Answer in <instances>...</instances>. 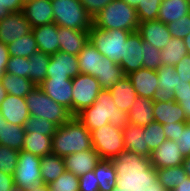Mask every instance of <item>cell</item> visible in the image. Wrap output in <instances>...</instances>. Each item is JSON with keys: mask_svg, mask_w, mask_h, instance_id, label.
<instances>
[{"mask_svg": "<svg viewBox=\"0 0 190 191\" xmlns=\"http://www.w3.org/2000/svg\"><path fill=\"white\" fill-rule=\"evenodd\" d=\"M158 89L156 90L154 102H171L174 100V88H177L180 77L176 74L174 66L162 65L157 70Z\"/></svg>", "mask_w": 190, "mask_h": 191, "instance_id": "cell-18", "label": "cell"}, {"mask_svg": "<svg viewBox=\"0 0 190 191\" xmlns=\"http://www.w3.org/2000/svg\"><path fill=\"white\" fill-rule=\"evenodd\" d=\"M182 166L187 176L190 177V156L184 158V161L182 162Z\"/></svg>", "mask_w": 190, "mask_h": 191, "instance_id": "cell-59", "label": "cell"}, {"mask_svg": "<svg viewBox=\"0 0 190 191\" xmlns=\"http://www.w3.org/2000/svg\"><path fill=\"white\" fill-rule=\"evenodd\" d=\"M32 26L23 11L13 12L0 21V42L9 45L32 32Z\"/></svg>", "mask_w": 190, "mask_h": 191, "instance_id": "cell-12", "label": "cell"}, {"mask_svg": "<svg viewBox=\"0 0 190 191\" xmlns=\"http://www.w3.org/2000/svg\"><path fill=\"white\" fill-rule=\"evenodd\" d=\"M109 91L112 94L116 107L126 113L129 112L131 104L138 98L137 92L127 75L116 85H113Z\"/></svg>", "mask_w": 190, "mask_h": 191, "instance_id": "cell-28", "label": "cell"}, {"mask_svg": "<svg viewBox=\"0 0 190 191\" xmlns=\"http://www.w3.org/2000/svg\"><path fill=\"white\" fill-rule=\"evenodd\" d=\"M113 0H80L88 14L92 17L96 15Z\"/></svg>", "mask_w": 190, "mask_h": 191, "instance_id": "cell-52", "label": "cell"}, {"mask_svg": "<svg viewBox=\"0 0 190 191\" xmlns=\"http://www.w3.org/2000/svg\"><path fill=\"white\" fill-rule=\"evenodd\" d=\"M190 13L189 0H162L157 19L168 24Z\"/></svg>", "mask_w": 190, "mask_h": 191, "instance_id": "cell-29", "label": "cell"}, {"mask_svg": "<svg viewBox=\"0 0 190 191\" xmlns=\"http://www.w3.org/2000/svg\"><path fill=\"white\" fill-rule=\"evenodd\" d=\"M57 125L46 118L30 116L25 125L26 132H38L43 135L53 136L57 130Z\"/></svg>", "mask_w": 190, "mask_h": 191, "instance_id": "cell-44", "label": "cell"}, {"mask_svg": "<svg viewBox=\"0 0 190 191\" xmlns=\"http://www.w3.org/2000/svg\"><path fill=\"white\" fill-rule=\"evenodd\" d=\"M22 11L33 28L53 23V8L49 0H28Z\"/></svg>", "mask_w": 190, "mask_h": 191, "instance_id": "cell-21", "label": "cell"}, {"mask_svg": "<svg viewBox=\"0 0 190 191\" xmlns=\"http://www.w3.org/2000/svg\"><path fill=\"white\" fill-rule=\"evenodd\" d=\"M100 191H111L116 187L117 174L110 160L101 159L93 169Z\"/></svg>", "mask_w": 190, "mask_h": 191, "instance_id": "cell-34", "label": "cell"}, {"mask_svg": "<svg viewBox=\"0 0 190 191\" xmlns=\"http://www.w3.org/2000/svg\"><path fill=\"white\" fill-rule=\"evenodd\" d=\"M3 121H5V119L1 116V112H0V127L2 126Z\"/></svg>", "mask_w": 190, "mask_h": 191, "instance_id": "cell-65", "label": "cell"}, {"mask_svg": "<svg viewBox=\"0 0 190 191\" xmlns=\"http://www.w3.org/2000/svg\"><path fill=\"white\" fill-rule=\"evenodd\" d=\"M184 158L177 142L166 139L157 149L152 151L150 161L155 169H163L182 165Z\"/></svg>", "mask_w": 190, "mask_h": 191, "instance_id": "cell-14", "label": "cell"}, {"mask_svg": "<svg viewBox=\"0 0 190 191\" xmlns=\"http://www.w3.org/2000/svg\"><path fill=\"white\" fill-rule=\"evenodd\" d=\"M121 66L108 58L103 59L102 80H97L102 89L109 90L124 78Z\"/></svg>", "mask_w": 190, "mask_h": 191, "instance_id": "cell-37", "label": "cell"}, {"mask_svg": "<svg viewBox=\"0 0 190 191\" xmlns=\"http://www.w3.org/2000/svg\"><path fill=\"white\" fill-rule=\"evenodd\" d=\"M176 74L181 77H190V55H185L175 66Z\"/></svg>", "mask_w": 190, "mask_h": 191, "instance_id": "cell-54", "label": "cell"}, {"mask_svg": "<svg viewBox=\"0 0 190 191\" xmlns=\"http://www.w3.org/2000/svg\"><path fill=\"white\" fill-rule=\"evenodd\" d=\"M122 132L125 150L135 152L146 158L151 157L152 152L149 150L145 139V127L128 123Z\"/></svg>", "mask_w": 190, "mask_h": 191, "instance_id": "cell-24", "label": "cell"}, {"mask_svg": "<svg viewBox=\"0 0 190 191\" xmlns=\"http://www.w3.org/2000/svg\"><path fill=\"white\" fill-rule=\"evenodd\" d=\"M40 161L41 157L33 155L31 152L19 151L18 162L13 176L17 188L26 191L42 182Z\"/></svg>", "mask_w": 190, "mask_h": 191, "instance_id": "cell-10", "label": "cell"}, {"mask_svg": "<svg viewBox=\"0 0 190 191\" xmlns=\"http://www.w3.org/2000/svg\"><path fill=\"white\" fill-rule=\"evenodd\" d=\"M39 87L52 100L67 108L72 115V79H45Z\"/></svg>", "mask_w": 190, "mask_h": 191, "instance_id": "cell-15", "label": "cell"}, {"mask_svg": "<svg viewBox=\"0 0 190 191\" xmlns=\"http://www.w3.org/2000/svg\"><path fill=\"white\" fill-rule=\"evenodd\" d=\"M7 92L6 90L3 88L2 83L0 81V104L4 101V99L7 97Z\"/></svg>", "mask_w": 190, "mask_h": 191, "instance_id": "cell-60", "label": "cell"}, {"mask_svg": "<svg viewBox=\"0 0 190 191\" xmlns=\"http://www.w3.org/2000/svg\"><path fill=\"white\" fill-rule=\"evenodd\" d=\"M57 37H60V52L77 56L89 41V30H76L58 26Z\"/></svg>", "mask_w": 190, "mask_h": 191, "instance_id": "cell-19", "label": "cell"}, {"mask_svg": "<svg viewBox=\"0 0 190 191\" xmlns=\"http://www.w3.org/2000/svg\"><path fill=\"white\" fill-rule=\"evenodd\" d=\"M143 68L157 71L162 66L161 51L152 46L150 43L144 42Z\"/></svg>", "mask_w": 190, "mask_h": 191, "instance_id": "cell-46", "label": "cell"}, {"mask_svg": "<svg viewBox=\"0 0 190 191\" xmlns=\"http://www.w3.org/2000/svg\"><path fill=\"white\" fill-rule=\"evenodd\" d=\"M77 56L80 73L89 74L97 80H102L103 59L105 56L100 54L92 43L88 41Z\"/></svg>", "mask_w": 190, "mask_h": 191, "instance_id": "cell-23", "label": "cell"}, {"mask_svg": "<svg viewBox=\"0 0 190 191\" xmlns=\"http://www.w3.org/2000/svg\"><path fill=\"white\" fill-rule=\"evenodd\" d=\"M25 100L30 116L44 117L58 127L72 117L67 108L52 100L39 86H35Z\"/></svg>", "mask_w": 190, "mask_h": 191, "instance_id": "cell-6", "label": "cell"}, {"mask_svg": "<svg viewBox=\"0 0 190 191\" xmlns=\"http://www.w3.org/2000/svg\"><path fill=\"white\" fill-rule=\"evenodd\" d=\"M23 151L43 157L52 153V136L38 132H26L24 137Z\"/></svg>", "mask_w": 190, "mask_h": 191, "instance_id": "cell-30", "label": "cell"}, {"mask_svg": "<svg viewBox=\"0 0 190 191\" xmlns=\"http://www.w3.org/2000/svg\"><path fill=\"white\" fill-rule=\"evenodd\" d=\"M28 0H0V21L13 12L23 10V4Z\"/></svg>", "mask_w": 190, "mask_h": 191, "instance_id": "cell-49", "label": "cell"}, {"mask_svg": "<svg viewBox=\"0 0 190 191\" xmlns=\"http://www.w3.org/2000/svg\"><path fill=\"white\" fill-rule=\"evenodd\" d=\"M154 101L145 97H138L131 104L128 114V123L141 127L147 126L155 121L154 119Z\"/></svg>", "mask_w": 190, "mask_h": 191, "instance_id": "cell-26", "label": "cell"}, {"mask_svg": "<svg viewBox=\"0 0 190 191\" xmlns=\"http://www.w3.org/2000/svg\"><path fill=\"white\" fill-rule=\"evenodd\" d=\"M127 116L126 112L116 107L111 92L106 89L100 91L90 107L76 115L90 132L108 123L123 129L128 124Z\"/></svg>", "mask_w": 190, "mask_h": 191, "instance_id": "cell-2", "label": "cell"}, {"mask_svg": "<svg viewBox=\"0 0 190 191\" xmlns=\"http://www.w3.org/2000/svg\"><path fill=\"white\" fill-rule=\"evenodd\" d=\"M91 140L101 159L111 160L125 150L122 128L110 123L93 130Z\"/></svg>", "mask_w": 190, "mask_h": 191, "instance_id": "cell-8", "label": "cell"}, {"mask_svg": "<svg viewBox=\"0 0 190 191\" xmlns=\"http://www.w3.org/2000/svg\"><path fill=\"white\" fill-rule=\"evenodd\" d=\"M79 191H100L94 171L87 172L79 177Z\"/></svg>", "mask_w": 190, "mask_h": 191, "instance_id": "cell-50", "label": "cell"}, {"mask_svg": "<svg viewBox=\"0 0 190 191\" xmlns=\"http://www.w3.org/2000/svg\"><path fill=\"white\" fill-rule=\"evenodd\" d=\"M40 169L42 182L45 184L56 180L66 171L64 159L53 153L41 157Z\"/></svg>", "mask_w": 190, "mask_h": 191, "instance_id": "cell-32", "label": "cell"}, {"mask_svg": "<svg viewBox=\"0 0 190 191\" xmlns=\"http://www.w3.org/2000/svg\"><path fill=\"white\" fill-rule=\"evenodd\" d=\"M187 52L190 55V33L183 39Z\"/></svg>", "mask_w": 190, "mask_h": 191, "instance_id": "cell-62", "label": "cell"}, {"mask_svg": "<svg viewBox=\"0 0 190 191\" xmlns=\"http://www.w3.org/2000/svg\"><path fill=\"white\" fill-rule=\"evenodd\" d=\"M154 119L160 124L188 122L185 111L175 100L171 102H154Z\"/></svg>", "mask_w": 190, "mask_h": 191, "instance_id": "cell-27", "label": "cell"}, {"mask_svg": "<svg viewBox=\"0 0 190 191\" xmlns=\"http://www.w3.org/2000/svg\"><path fill=\"white\" fill-rule=\"evenodd\" d=\"M25 133V126H18L3 121L0 127V144L20 151L24 144Z\"/></svg>", "mask_w": 190, "mask_h": 191, "instance_id": "cell-31", "label": "cell"}, {"mask_svg": "<svg viewBox=\"0 0 190 191\" xmlns=\"http://www.w3.org/2000/svg\"><path fill=\"white\" fill-rule=\"evenodd\" d=\"M29 65L30 60L28 58L10 56L6 66V73L29 79Z\"/></svg>", "mask_w": 190, "mask_h": 191, "instance_id": "cell-47", "label": "cell"}, {"mask_svg": "<svg viewBox=\"0 0 190 191\" xmlns=\"http://www.w3.org/2000/svg\"><path fill=\"white\" fill-rule=\"evenodd\" d=\"M138 32L141 34L144 42L150 43L160 51L172 38L167 24H164L158 19L140 22Z\"/></svg>", "mask_w": 190, "mask_h": 191, "instance_id": "cell-17", "label": "cell"}, {"mask_svg": "<svg viewBox=\"0 0 190 191\" xmlns=\"http://www.w3.org/2000/svg\"><path fill=\"white\" fill-rule=\"evenodd\" d=\"M187 54L183 39L172 37L169 43L161 50L162 65L175 66Z\"/></svg>", "mask_w": 190, "mask_h": 191, "instance_id": "cell-36", "label": "cell"}, {"mask_svg": "<svg viewBox=\"0 0 190 191\" xmlns=\"http://www.w3.org/2000/svg\"><path fill=\"white\" fill-rule=\"evenodd\" d=\"M72 86V116H76L96 101L102 88L95 77L83 73L72 78Z\"/></svg>", "mask_w": 190, "mask_h": 191, "instance_id": "cell-9", "label": "cell"}, {"mask_svg": "<svg viewBox=\"0 0 190 191\" xmlns=\"http://www.w3.org/2000/svg\"><path fill=\"white\" fill-rule=\"evenodd\" d=\"M111 191H119V189L115 187Z\"/></svg>", "mask_w": 190, "mask_h": 191, "instance_id": "cell-66", "label": "cell"}, {"mask_svg": "<svg viewBox=\"0 0 190 191\" xmlns=\"http://www.w3.org/2000/svg\"><path fill=\"white\" fill-rule=\"evenodd\" d=\"M7 48L10 56L25 58H29L32 54L38 51L37 42L32 32L16 39L14 42L7 45Z\"/></svg>", "mask_w": 190, "mask_h": 191, "instance_id": "cell-38", "label": "cell"}, {"mask_svg": "<svg viewBox=\"0 0 190 191\" xmlns=\"http://www.w3.org/2000/svg\"><path fill=\"white\" fill-rule=\"evenodd\" d=\"M1 116L7 123L25 126L30 118L25 98L8 94L0 104Z\"/></svg>", "mask_w": 190, "mask_h": 191, "instance_id": "cell-16", "label": "cell"}, {"mask_svg": "<svg viewBox=\"0 0 190 191\" xmlns=\"http://www.w3.org/2000/svg\"><path fill=\"white\" fill-rule=\"evenodd\" d=\"M167 27L172 37L184 39L190 33V13L177 21L168 23Z\"/></svg>", "mask_w": 190, "mask_h": 191, "instance_id": "cell-48", "label": "cell"}, {"mask_svg": "<svg viewBox=\"0 0 190 191\" xmlns=\"http://www.w3.org/2000/svg\"><path fill=\"white\" fill-rule=\"evenodd\" d=\"M15 187L12 175L0 171V191H9Z\"/></svg>", "mask_w": 190, "mask_h": 191, "instance_id": "cell-55", "label": "cell"}, {"mask_svg": "<svg viewBox=\"0 0 190 191\" xmlns=\"http://www.w3.org/2000/svg\"><path fill=\"white\" fill-rule=\"evenodd\" d=\"M130 34L131 32L126 30H102L92 25L89 30V42L100 54L119 64L123 59L124 43Z\"/></svg>", "mask_w": 190, "mask_h": 191, "instance_id": "cell-7", "label": "cell"}, {"mask_svg": "<svg viewBox=\"0 0 190 191\" xmlns=\"http://www.w3.org/2000/svg\"><path fill=\"white\" fill-rule=\"evenodd\" d=\"M29 80L35 86H39L46 78L50 55L42 51H36L29 58Z\"/></svg>", "mask_w": 190, "mask_h": 191, "instance_id": "cell-35", "label": "cell"}, {"mask_svg": "<svg viewBox=\"0 0 190 191\" xmlns=\"http://www.w3.org/2000/svg\"><path fill=\"white\" fill-rule=\"evenodd\" d=\"M53 22L57 26L76 30H90L93 19L80 0H51Z\"/></svg>", "mask_w": 190, "mask_h": 191, "instance_id": "cell-5", "label": "cell"}, {"mask_svg": "<svg viewBox=\"0 0 190 191\" xmlns=\"http://www.w3.org/2000/svg\"><path fill=\"white\" fill-rule=\"evenodd\" d=\"M66 170L80 177L87 172L93 171L101 160L97 151L92 148L87 151L75 152L64 157Z\"/></svg>", "mask_w": 190, "mask_h": 191, "instance_id": "cell-20", "label": "cell"}, {"mask_svg": "<svg viewBox=\"0 0 190 191\" xmlns=\"http://www.w3.org/2000/svg\"><path fill=\"white\" fill-rule=\"evenodd\" d=\"M19 151L0 144V171L14 176Z\"/></svg>", "mask_w": 190, "mask_h": 191, "instance_id": "cell-42", "label": "cell"}, {"mask_svg": "<svg viewBox=\"0 0 190 191\" xmlns=\"http://www.w3.org/2000/svg\"><path fill=\"white\" fill-rule=\"evenodd\" d=\"M139 18L134 7L121 0H113L93 18V25L102 30L138 31Z\"/></svg>", "mask_w": 190, "mask_h": 191, "instance_id": "cell-4", "label": "cell"}, {"mask_svg": "<svg viewBox=\"0 0 190 191\" xmlns=\"http://www.w3.org/2000/svg\"><path fill=\"white\" fill-rule=\"evenodd\" d=\"M110 161L116 170L119 191H167L158 181L150 158L124 150Z\"/></svg>", "mask_w": 190, "mask_h": 191, "instance_id": "cell-1", "label": "cell"}, {"mask_svg": "<svg viewBox=\"0 0 190 191\" xmlns=\"http://www.w3.org/2000/svg\"><path fill=\"white\" fill-rule=\"evenodd\" d=\"M162 0H140L135 8L140 22L157 20Z\"/></svg>", "mask_w": 190, "mask_h": 191, "instance_id": "cell-45", "label": "cell"}, {"mask_svg": "<svg viewBox=\"0 0 190 191\" xmlns=\"http://www.w3.org/2000/svg\"><path fill=\"white\" fill-rule=\"evenodd\" d=\"M174 92V100L181 105L190 123V77H181Z\"/></svg>", "mask_w": 190, "mask_h": 191, "instance_id": "cell-41", "label": "cell"}, {"mask_svg": "<svg viewBox=\"0 0 190 191\" xmlns=\"http://www.w3.org/2000/svg\"><path fill=\"white\" fill-rule=\"evenodd\" d=\"M6 73V67H0V81L3 78V75Z\"/></svg>", "mask_w": 190, "mask_h": 191, "instance_id": "cell-63", "label": "cell"}, {"mask_svg": "<svg viewBox=\"0 0 190 191\" xmlns=\"http://www.w3.org/2000/svg\"><path fill=\"white\" fill-rule=\"evenodd\" d=\"M92 148L91 132L76 116L57 127L52 136V153L61 158Z\"/></svg>", "mask_w": 190, "mask_h": 191, "instance_id": "cell-3", "label": "cell"}, {"mask_svg": "<svg viewBox=\"0 0 190 191\" xmlns=\"http://www.w3.org/2000/svg\"><path fill=\"white\" fill-rule=\"evenodd\" d=\"M127 76L137 92L138 97L153 99L159 83L157 71L140 68L129 73Z\"/></svg>", "mask_w": 190, "mask_h": 191, "instance_id": "cell-22", "label": "cell"}, {"mask_svg": "<svg viewBox=\"0 0 190 191\" xmlns=\"http://www.w3.org/2000/svg\"><path fill=\"white\" fill-rule=\"evenodd\" d=\"M9 58L7 45L0 42V67H6Z\"/></svg>", "mask_w": 190, "mask_h": 191, "instance_id": "cell-56", "label": "cell"}, {"mask_svg": "<svg viewBox=\"0 0 190 191\" xmlns=\"http://www.w3.org/2000/svg\"><path fill=\"white\" fill-rule=\"evenodd\" d=\"M26 191H49V188H48L47 184L41 182L38 185L32 186L30 189H28Z\"/></svg>", "mask_w": 190, "mask_h": 191, "instance_id": "cell-58", "label": "cell"}, {"mask_svg": "<svg viewBox=\"0 0 190 191\" xmlns=\"http://www.w3.org/2000/svg\"><path fill=\"white\" fill-rule=\"evenodd\" d=\"M157 174L158 181L165 187L167 191L173 190L187 176L182 165L177 167L157 169Z\"/></svg>", "mask_w": 190, "mask_h": 191, "instance_id": "cell-39", "label": "cell"}, {"mask_svg": "<svg viewBox=\"0 0 190 191\" xmlns=\"http://www.w3.org/2000/svg\"><path fill=\"white\" fill-rule=\"evenodd\" d=\"M171 191H190V177L186 176V178Z\"/></svg>", "mask_w": 190, "mask_h": 191, "instance_id": "cell-57", "label": "cell"}, {"mask_svg": "<svg viewBox=\"0 0 190 191\" xmlns=\"http://www.w3.org/2000/svg\"><path fill=\"white\" fill-rule=\"evenodd\" d=\"M1 83L7 94L21 98H25L35 87V84L28 78L19 77L9 73L3 75Z\"/></svg>", "mask_w": 190, "mask_h": 191, "instance_id": "cell-33", "label": "cell"}, {"mask_svg": "<svg viewBox=\"0 0 190 191\" xmlns=\"http://www.w3.org/2000/svg\"><path fill=\"white\" fill-rule=\"evenodd\" d=\"M176 140L178 148L181 150V154L184 157L190 156V123L187 122L183 131L180 132Z\"/></svg>", "mask_w": 190, "mask_h": 191, "instance_id": "cell-51", "label": "cell"}, {"mask_svg": "<svg viewBox=\"0 0 190 191\" xmlns=\"http://www.w3.org/2000/svg\"><path fill=\"white\" fill-rule=\"evenodd\" d=\"M145 139L151 152L157 149L159 145L167 139L163 125L153 121L145 126Z\"/></svg>", "mask_w": 190, "mask_h": 191, "instance_id": "cell-43", "label": "cell"}, {"mask_svg": "<svg viewBox=\"0 0 190 191\" xmlns=\"http://www.w3.org/2000/svg\"><path fill=\"white\" fill-rule=\"evenodd\" d=\"M58 26L53 22L32 28V34L37 42L39 51L52 55L59 51L60 44L57 37Z\"/></svg>", "mask_w": 190, "mask_h": 191, "instance_id": "cell-25", "label": "cell"}, {"mask_svg": "<svg viewBox=\"0 0 190 191\" xmlns=\"http://www.w3.org/2000/svg\"><path fill=\"white\" fill-rule=\"evenodd\" d=\"M9 191H22L21 189L17 188L16 186L10 189Z\"/></svg>", "mask_w": 190, "mask_h": 191, "instance_id": "cell-64", "label": "cell"}, {"mask_svg": "<svg viewBox=\"0 0 190 191\" xmlns=\"http://www.w3.org/2000/svg\"><path fill=\"white\" fill-rule=\"evenodd\" d=\"M79 74L78 56L60 51L50 55L45 79H72Z\"/></svg>", "mask_w": 190, "mask_h": 191, "instance_id": "cell-11", "label": "cell"}, {"mask_svg": "<svg viewBox=\"0 0 190 191\" xmlns=\"http://www.w3.org/2000/svg\"><path fill=\"white\" fill-rule=\"evenodd\" d=\"M187 122H177V123H166L163 124V130L165 132L166 138L168 140H178V136L181 131L185 128Z\"/></svg>", "mask_w": 190, "mask_h": 191, "instance_id": "cell-53", "label": "cell"}, {"mask_svg": "<svg viewBox=\"0 0 190 191\" xmlns=\"http://www.w3.org/2000/svg\"><path fill=\"white\" fill-rule=\"evenodd\" d=\"M47 186L49 191H79V177L66 170Z\"/></svg>", "mask_w": 190, "mask_h": 191, "instance_id": "cell-40", "label": "cell"}, {"mask_svg": "<svg viewBox=\"0 0 190 191\" xmlns=\"http://www.w3.org/2000/svg\"><path fill=\"white\" fill-rule=\"evenodd\" d=\"M121 1H124L129 6H132L134 8H136L139 5V3H140V0H121Z\"/></svg>", "mask_w": 190, "mask_h": 191, "instance_id": "cell-61", "label": "cell"}, {"mask_svg": "<svg viewBox=\"0 0 190 191\" xmlns=\"http://www.w3.org/2000/svg\"><path fill=\"white\" fill-rule=\"evenodd\" d=\"M144 45L141 34L138 31L131 32L124 43L123 59L119 65L125 75L143 68Z\"/></svg>", "mask_w": 190, "mask_h": 191, "instance_id": "cell-13", "label": "cell"}]
</instances>
